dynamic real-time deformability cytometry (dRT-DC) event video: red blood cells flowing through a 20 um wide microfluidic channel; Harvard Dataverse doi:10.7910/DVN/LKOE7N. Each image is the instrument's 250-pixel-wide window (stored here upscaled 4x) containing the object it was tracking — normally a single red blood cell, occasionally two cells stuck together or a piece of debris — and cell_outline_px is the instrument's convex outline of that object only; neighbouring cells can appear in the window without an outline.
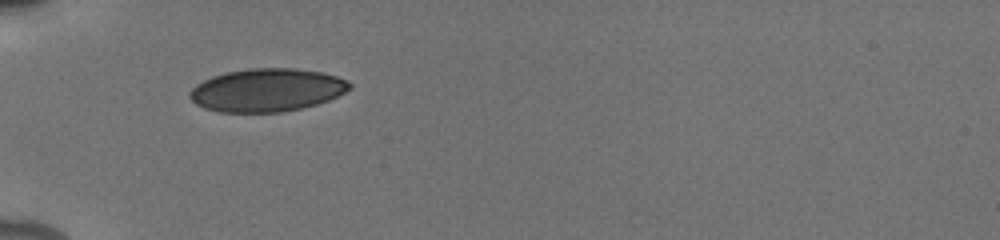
{"species": "human", "species_latin": "Homo sapiens", "temperature_condition": "cold", "stored_images_in_passage": 34, "camera_frame_rate_fps": 3000, "um_per_image_px": 0.085, "donor": {"sex": "male"}, "frame": {"image": 1, "passage_image": 1, "time_ms": 0.0, "image_size_px": [1000, 240], "cell_outline_px": [[352, 88], [328, 100], [316, 104], [300, 108], [280, 112], [220, 112], [204, 108], [196, 104], [188, 96], [188, 92], [196, 84], [212, 76], [228, 72], [248, 68], [292, 68], [320, 72], [336, 76], [348, 80], [352, 84]], "centroid_in_image_um": [22.67, 7.65], "position_along_channel_um": 62.3, "area_um2": 40.0}}
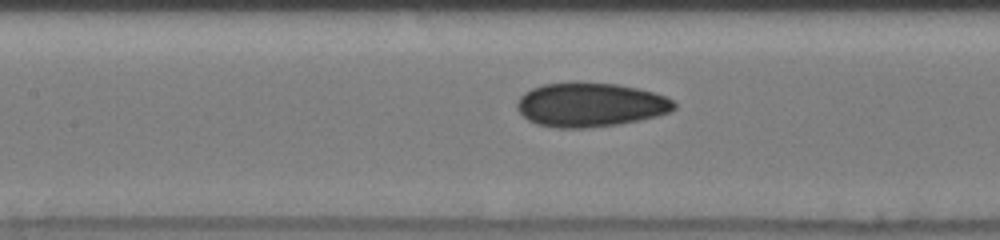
{"frame": {"image": 2, "passage_image": 9, "time_ms": 2.667, "image_size_px": [1000, 240], "cell_outline_px": [[676, 108], [668, 112], [656, 116], [640, 120], [620, 124], [588, 128], [560, 128], [536, 124], [528, 120], [516, 108], [516, 104], [520, 96], [524, 92], [532, 88], [544, 84], [572, 80], [576, 80], [616, 84], [636, 88], [652, 92], [664, 96], [672, 100], [676, 104]], "centroid_in_image_um": [50.14, 8.88], "position_along_channel_um": 157.3, "area_um2": 40.86}}
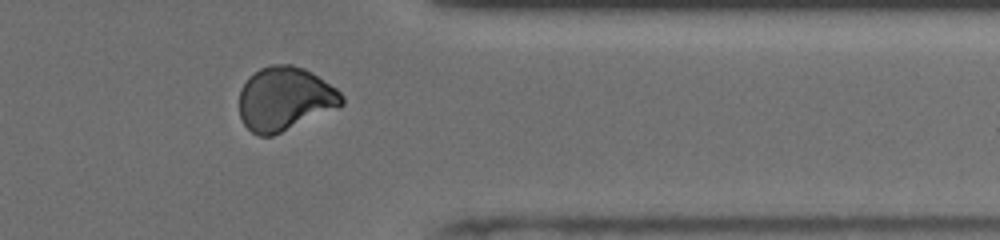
{"frame": {"image": 3, "passage_image": 27, "time_ms": 8.667, "image_size_px": [1000, 240], "cell_outline_px": [[344, 104], [340, 108], [272, 136], [260, 136], [252, 132], [244, 124], [240, 116], [240, 88], [248, 76], [260, 68], [272, 64], [292, 64], [304, 68], [312, 72], [336, 88], [344, 96]], "centroid_in_image_um": [24.23, 8.39], "position_along_channel_um": 387.2, "area_um2": 38.49}, "authors_computed_cell_mechanics": {"area_um2": 38.9861, "velocity_mm_per_s": 3.926, "shape_relaxation_time_tau1_ms": 3.6814, "shape_relaxation_time_tau2_ms": 2.9892, "deformation_change_tau1": 0.0759, "deformation_change_tau2": 0.0514}}